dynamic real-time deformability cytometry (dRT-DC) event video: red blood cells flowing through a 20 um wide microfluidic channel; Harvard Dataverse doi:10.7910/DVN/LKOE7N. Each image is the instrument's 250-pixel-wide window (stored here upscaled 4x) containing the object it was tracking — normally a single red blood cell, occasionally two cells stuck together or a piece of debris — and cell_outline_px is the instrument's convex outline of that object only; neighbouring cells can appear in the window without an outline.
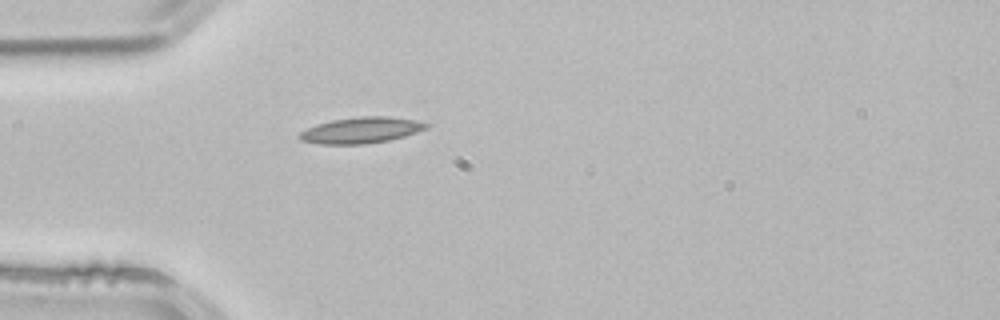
{"species": "common noctule bat (a hibernating species)", "species_latin": "Nyctalus noctula", "temperature_condition": "room temperature", "stored_images_in_passage": 3, "camera_frame_rate_fps": 3000, "um_per_image_px": 0.085, "animal": {"sex": "male", "body_mass_g": 21.5, "forearm_length_mm": 52.0}, "frame": {"image": 1, "passage_image": 3, "time_ms": 0.667, "image_size_px": [1000, 320], "cell_outline_px": [[432, 124], [428, 128], [404, 136], [388, 140], [364, 144], [320, 144], [300, 140], [296, 136], [300, 132], [316, 124], [332, 120], [360, 116], [388, 116], [416, 120]], "centroid_in_image_um": [30.7, 11.06], "position_along_channel_um": 54.3, "area_um2": 19.31}}